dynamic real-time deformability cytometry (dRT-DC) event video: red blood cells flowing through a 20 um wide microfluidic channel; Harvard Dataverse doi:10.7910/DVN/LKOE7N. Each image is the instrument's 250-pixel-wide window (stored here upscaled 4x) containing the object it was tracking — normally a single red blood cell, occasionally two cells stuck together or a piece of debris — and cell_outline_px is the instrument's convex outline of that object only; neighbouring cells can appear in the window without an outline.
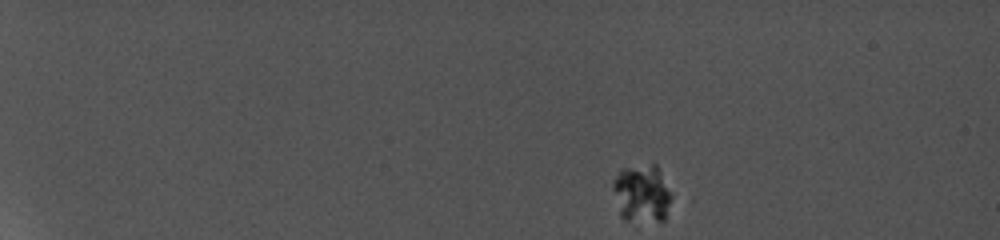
{"species": "common noctule bat (a hibernating species)", "species_latin": "Nyctalus noctula", "temperature_condition": "cold", "stored_images_in_passage": 8, "camera_frame_rate_fps": 5000, "um_per_image_px": 0.085, "animal": {"sex": "female", "body_mass_g": 19.0, "forearm_length_mm": 56.7}, "frame": {"image": 1, "passage_image": 1, "time_ms": 0.0, "image_size_px": [1000, 240], "cell_outline_px": [[672, 196], [664, 220], [624, 220], [620, 216], [612, 188], [612, 184], [616, 176], [624, 168], [652, 164], [656, 164]], "centroid_in_image_um": [54.53, 16.45], "position_along_channel_um": 30.5, "area_um2": 19.31}}
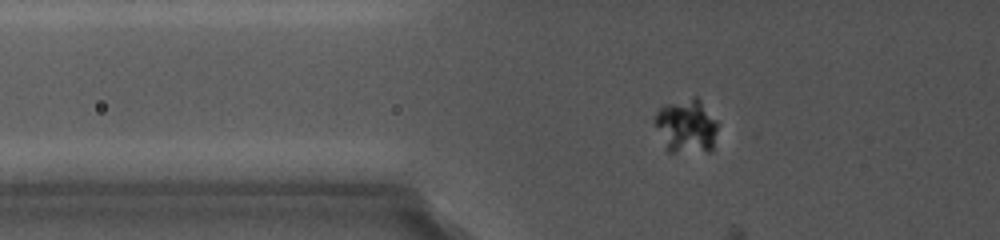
{"frame": {"image": 2, "passage_image": 6, "time_ms": 4.4, "image_size_px": [1000, 240], "cell_outline_px": [[716, 128], [712, 152], [668, 152], [656, 124], [656, 112], [660, 108], [696, 96], [716, 120]], "centroid_in_image_um": [58.37, 10.77], "position_along_channel_um": 67.4, "area_um2": 19.02}}